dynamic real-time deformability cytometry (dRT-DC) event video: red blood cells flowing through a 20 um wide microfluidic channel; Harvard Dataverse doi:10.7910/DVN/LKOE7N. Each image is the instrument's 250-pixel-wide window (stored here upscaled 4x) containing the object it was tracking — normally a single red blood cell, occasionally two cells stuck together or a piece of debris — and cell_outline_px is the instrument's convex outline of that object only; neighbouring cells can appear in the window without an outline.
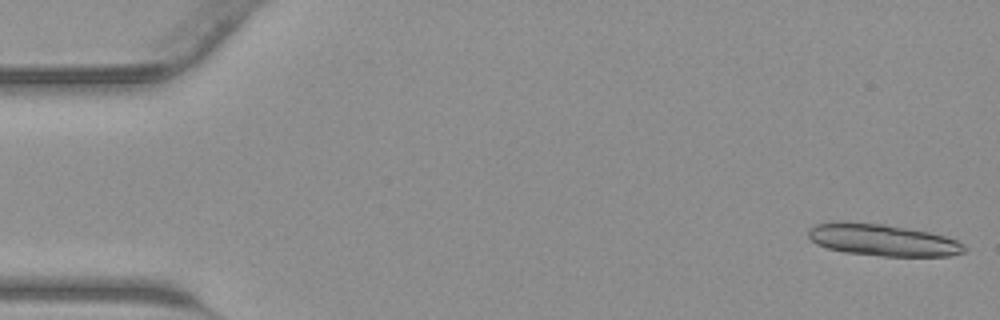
{"species": "common noctule bat (a hibernating species)", "species_latin": "Nyctalus noctula", "temperature_condition": "warm", "stored_images_in_passage": 32, "segment_of_instrument_passage": [1, 2], "camera_frame_rate_fps": 3000, "um_per_image_px": 0.085, "animal": {"sex": "male", "body_mass_g": 23.1, "forearm_length_mm": 52.7}, "frame": {"image": 1, "passage_image": 1, "time_ms": 0.0, "image_size_px": [1000, 320], "cell_outline_px": [[968, 248], [964, 252], [948, 256], [880, 256], [844, 252], [828, 248], [816, 244], [808, 236], [808, 228], [816, 224], [832, 220], [844, 220], [884, 224], [928, 232], [944, 236], [956, 240], [964, 244]], "centroid_in_image_um": [74.97, 20.38], "position_along_channel_um": 10.0, "area_um2": 29.3}}